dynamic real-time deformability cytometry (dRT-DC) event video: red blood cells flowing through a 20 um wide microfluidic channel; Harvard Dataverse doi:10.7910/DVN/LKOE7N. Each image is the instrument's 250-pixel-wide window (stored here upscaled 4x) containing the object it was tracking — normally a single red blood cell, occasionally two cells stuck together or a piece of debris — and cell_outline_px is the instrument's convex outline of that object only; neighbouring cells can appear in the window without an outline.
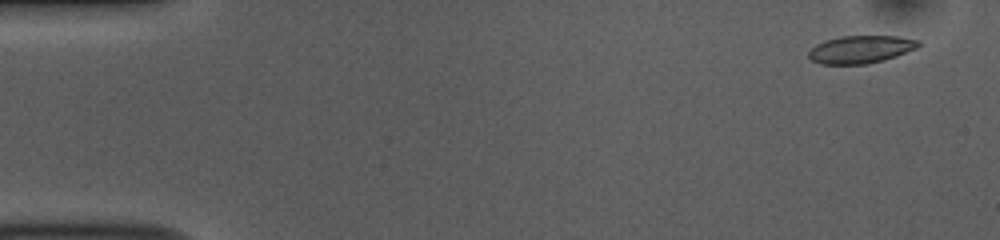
{"species": "common noctule bat (a hibernating species)", "species_latin": "Nyctalus noctula", "temperature_condition": "room temperature", "stored_images_in_passage": 52, "camera_frame_rate_fps": 3000, "um_per_image_px": 0.085, "animal": {"sex": "female", "body_mass_g": 10.0, "forearm_length_mm": 53.1}, "frame": {"image": 1, "passage_image": 3, "time_ms": 0.667, "image_size_px": [1000, 240], "cell_outline_px": [[920, 44], [916, 48], [896, 56], [884, 60], [868, 64], [820, 64], [812, 60], [808, 56], [808, 52], [816, 44], [824, 40], [840, 36], [900, 36], [920, 40]], "centroid_in_image_um": [73.16, 4.19], "position_along_channel_um": 11.8, "area_um2": 17.8}}
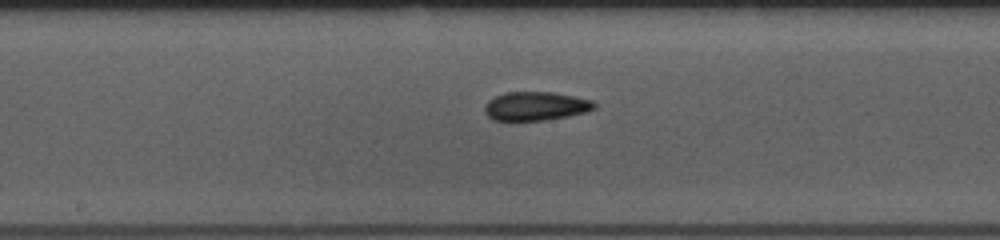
{"frame": {"image": 2, "passage_image": 27, "time_ms": 8.667, "image_size_px": [1000, 240], "cell_outline_px": [[596, 108], [584, 112], [568, 116], [544, 120], [492, 120], [484, 112], [484, 108], [488, 100], [504, 92], [552, 92], [592, 100], [596, 104]], "centroid_in_image_um": [45.51, 9.02], "position_along_channel_um": 202.7, "area_um2": 18.26}}
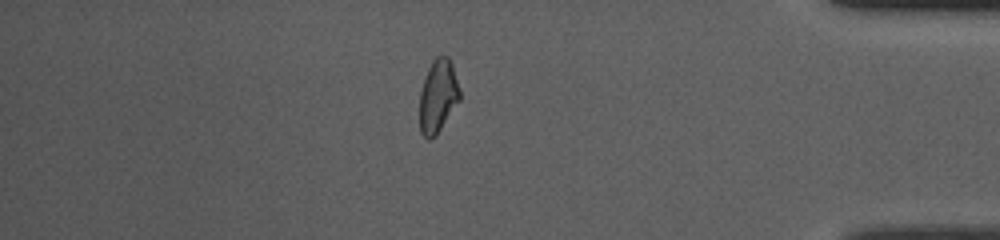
{"frame": {"image": 3, "passage_image": 45, "time_ms": 14.667, "image_size_px": [1000, 240], "cell_outline_px": [[460, 100], [436, 136], [428, 140], [420, 132], [420, 92], [428, 68], [432, 60], [436, 56], [448, 56], [452, 64], [460, 88]], "centroid_in_image_um": [37.24, 8.18], "position_along_channel_um": 398.0, "area_um2": 17.17}, "authors_computed_cell_mechanics": {"area_um2": 17.9469, "velocity_mm_per_s": 3.8221, "shape_relaxation_time_tau1_ms": 3.8315, "shape_relaxation_time_tau2_ms": 2.5622, "deformation_change_tau1": 0.1306, "deformation_change_tau2": 0.0877}}